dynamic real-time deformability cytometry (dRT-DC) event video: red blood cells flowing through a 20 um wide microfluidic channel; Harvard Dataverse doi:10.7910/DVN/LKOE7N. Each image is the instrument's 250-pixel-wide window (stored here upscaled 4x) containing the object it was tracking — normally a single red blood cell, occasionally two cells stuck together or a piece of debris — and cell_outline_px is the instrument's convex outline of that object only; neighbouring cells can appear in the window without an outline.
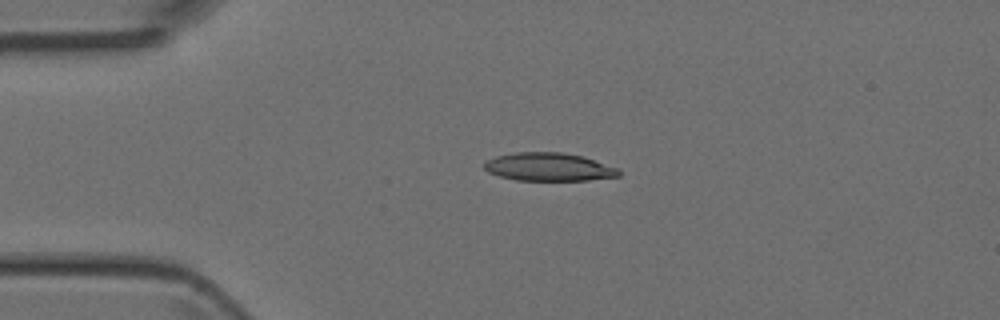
{"species": "Egyptian fruit bat (a non-hibernating species)", "species_latin": "Rousettus aegyptiacus", "temperature_condition": "room temperature", "stored_images_in_passage": 46, "camera_frame_rate_fps": 3000, "um_per_image_px": 0.085, "animal": {"sex": "female"}, "frame": {"image": 1, "passage_image": 10, "time_ms": 3.0, "image_size_px": [1000, 320], "cell_outline_px": [[620, 176], [588, 180], [516, 180], [500, 176], [488, 172], [484, 168], [484, 164], [488, 160], [496, 156], [516, 152], [564, 152], [580, 156], [620, 168]], "centroid_in_image_um": [46.66, 14.19], "position_along_channel_um": 38.3, "area_um2": 21.96}}
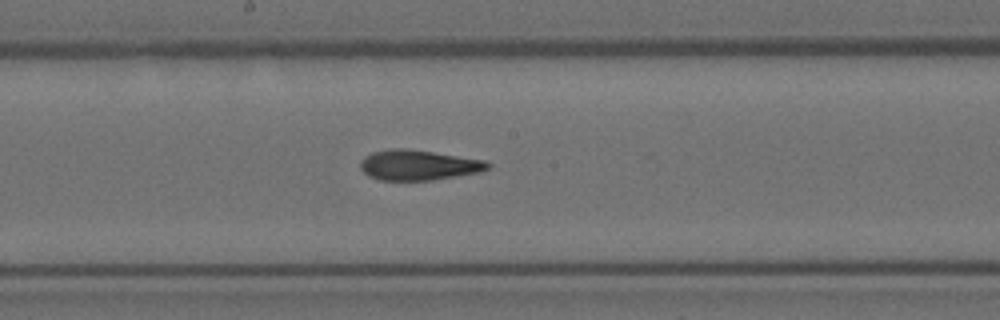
{"frame": {"image": 2, "passage_image": 24, "time_ms": 7.667, "image_size_px": [1000, 320], "cell_outline_px": [[492, 168], [480, 172], [432, 180], [380, 180], [368, 176], [360, 168], [360, 160], [364, 156], [372, 152], [392, 148], [408, 148], [484, 160], [492, 164]], "centroid_in_image_um": [35.56, 14.03], "position_along_channel_um": 212.6, "area_um2": 22.6}}
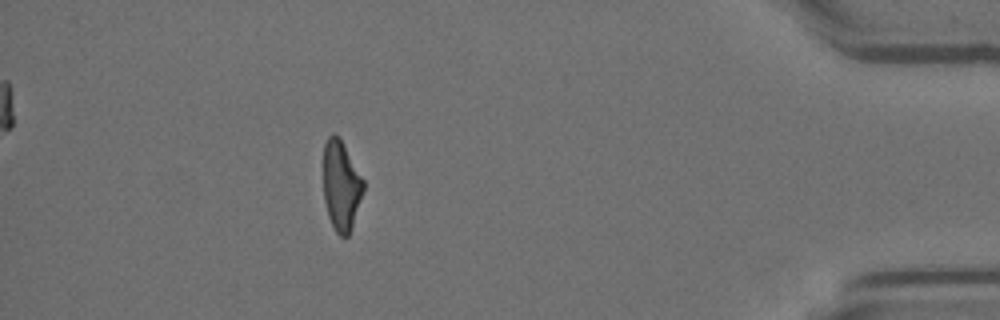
{"frame": {"image": 3, "passage_image": 41, "time_ms": 13.333, "image_size_px": [1000, 320], "cell_outline_px": [[364, 188], [352, 228], [348, 236], [340, 236], [336, 232], [328, 216], [324, 200], [324, 144], [328, 136], [332, 132], [340, 140], [364, 180]], "centroid_in_image_um": [28.99, 15.81], "position_along_channel_um": 406.2, "area_um2": 20.58}}